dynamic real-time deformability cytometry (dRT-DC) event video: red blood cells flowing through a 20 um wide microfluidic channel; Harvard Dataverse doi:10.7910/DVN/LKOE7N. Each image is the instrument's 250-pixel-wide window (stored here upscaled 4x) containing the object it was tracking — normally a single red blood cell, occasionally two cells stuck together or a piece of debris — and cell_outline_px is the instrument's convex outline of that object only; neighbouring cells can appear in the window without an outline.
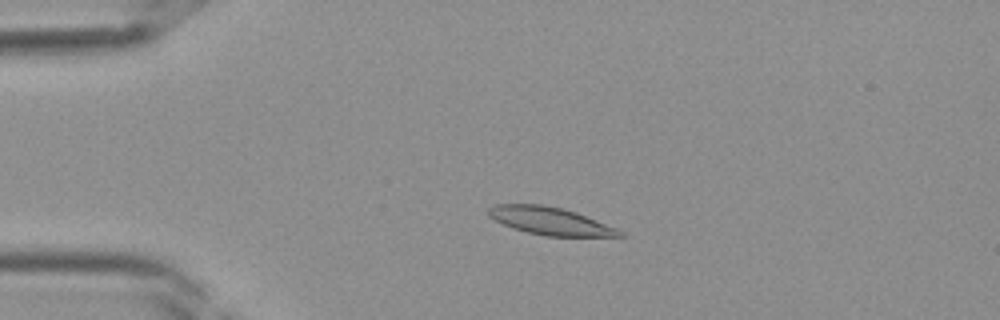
{"species": "Egyptian fruit bat (a non-hibernating species)", "species_latin": "Rousettus aegyptiacus", "temperature_condition": "room temperature", "stored_images_in_passage": 40, "camera_frame_rate_fps": 3000, "um_per_image_px": 0.085, "frame": {"image": 1, "passage_image": 9, "time_ms": 2.667, "image_size_px": [1000, 320], "cell_outline_px": [[624, 236], [544, 236], [512, 228], [488, 216], [488, 208], [492, 204], [540, 204], [560, 208], [576, 212], [616, 228], [624, 232]], "centroid_in_image_um": [46.73, 18.78], "position_along_channel_um": 38.3, "area_um2": 20.92}}
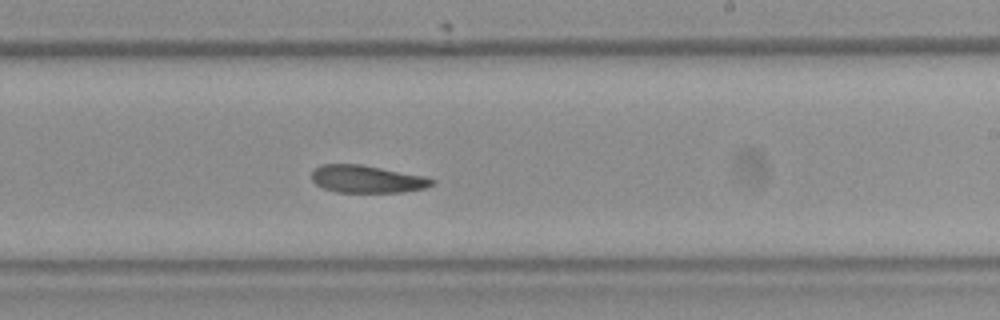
{"frame": {"image": 2, "passage_image": 24, "time_ms": 7.667, "image_size_px": [1000, 320], "cell_outline_px": [[436, 180], [432, 184], [424, 188], [400, 192], [336, 192], [324, 188], [316, 184], [312, 180], [312, 172], [320, 164], [360, 164], [424, 176]], "centroid_in_image_um": [31.16, 15.22], "position_along_channel_um": 257.8, "area_um2": 19.07}}
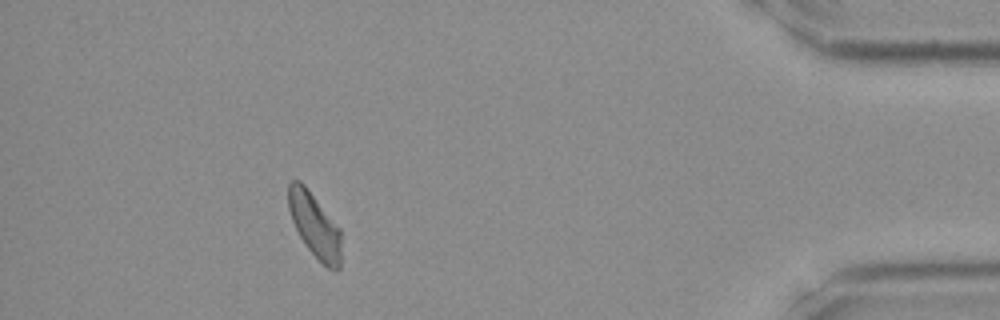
{"frame": {"image": 3, "passage_image": 36, "time_ms": 11.667, "image_size_px": [1000, 320], "cell_outline_px": [[340, 268], [332, 272], [304, 244], [292, 220], [288, 208], [288, 184], [292, 180], [300, 180], [304, 184], [340, 228]], "centroid_in_image_um": [26.74, 19.13], "position_along_channel_um": 408.5, "area_um2": 19.59}}